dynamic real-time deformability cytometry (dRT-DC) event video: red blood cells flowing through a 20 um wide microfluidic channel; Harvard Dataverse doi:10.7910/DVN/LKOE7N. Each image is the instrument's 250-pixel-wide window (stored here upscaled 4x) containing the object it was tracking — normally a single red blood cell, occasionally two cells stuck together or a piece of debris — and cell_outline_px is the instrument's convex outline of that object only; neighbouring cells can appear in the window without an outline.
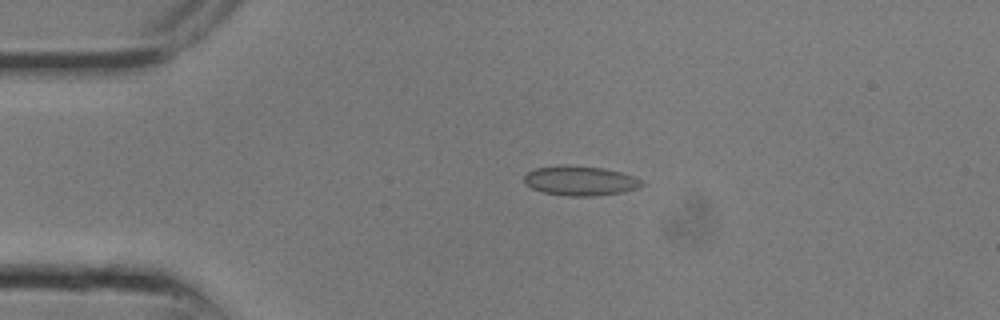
{"species": "common noctule bat (a hibernating species)", "species_latin": "Nyctalus noctula", "temperature_condition": "room temperature", "stored_images_in_passage": 4, "camera_frame_rate_fps": 3000, "um_per_image_px": 0.085, "animal": {"sex": "male", "body_mass_g": 13.3}, "frame": {"image": 1, "passage_image": 2, "time_ms": 0.333, "image_size_px": [1000, 320], "cell_outline_px": [[644, 184], [636, 188], [624, 192], [596, 196], [572, 196], [544, 192], [532, 188], [524, 184], [524, 176], [528, 172], [536, 168], [560, 164], [568, 164], [604, 168], [620, 172], [644, 180]], "centroid_in_image_um": [49.32, 15.35], "position_along_channel_um": 35.7, "area_um2": 20.46}}